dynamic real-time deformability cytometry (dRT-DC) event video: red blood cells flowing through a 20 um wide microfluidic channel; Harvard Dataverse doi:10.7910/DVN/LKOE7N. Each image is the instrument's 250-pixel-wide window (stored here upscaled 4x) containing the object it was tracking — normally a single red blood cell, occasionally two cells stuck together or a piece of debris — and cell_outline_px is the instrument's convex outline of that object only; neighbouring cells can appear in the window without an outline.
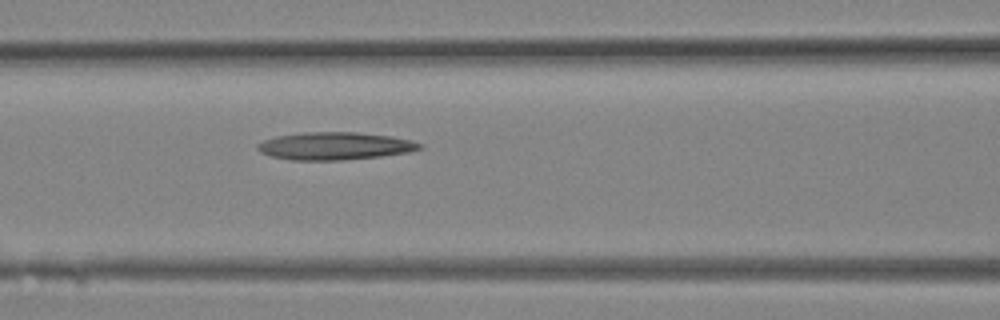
{"species": "Egyptian fruit bat (a non-hibernating species)", "species_latin": "Rousettus aegyptiacus", "temperature_condition": "room temperature", "stored_images_in_passage": 12, "camera_frame_rate_fps": 3000, "um_per_image_px": 0.085, "animal": {"sex": "female"}, "frame": {"image": 1, "passage_image": 12, "time_ms": 3.667, "image_size_px": [1000, 320], "cell_outline_px": [[424, 148], [408, 152], [380, 156], [344, 160], [292, 160], [272, 156], [260, 152], [256, 148], [256, 144], [264, 140], [276, 136], [304, 132], [356, 132], [392, 136], [424, 144]], "centroid_in_image_um": [28.46, 12.4], "position_along_channel_um": 138.1, "area_um2": 26.13}}